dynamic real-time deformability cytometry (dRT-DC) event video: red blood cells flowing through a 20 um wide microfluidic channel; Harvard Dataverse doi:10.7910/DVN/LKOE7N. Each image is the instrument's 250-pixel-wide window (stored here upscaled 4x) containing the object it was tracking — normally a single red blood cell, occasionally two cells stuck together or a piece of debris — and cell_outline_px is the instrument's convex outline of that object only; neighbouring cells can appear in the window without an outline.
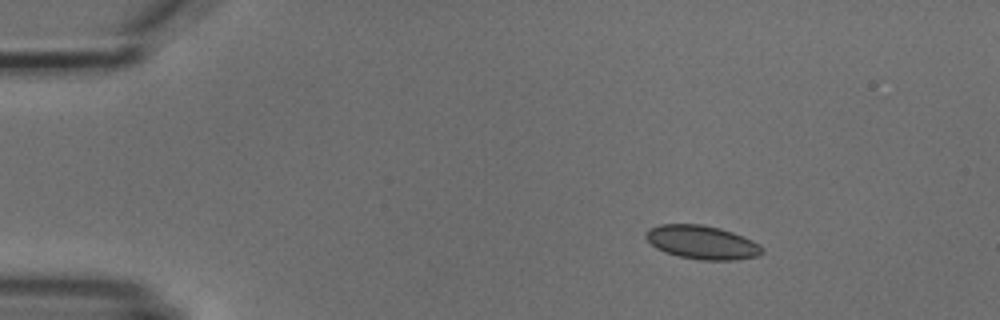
{"species": "common noctule bat (a hibernating species)", "species_latin": "Nyctalus noctula", "temperature_condition": "cold", "stored_images_in_passage": 4, "camera_frame_rate_fps": 3000, "um_per_image_px": 0.085, "animal": {"sex": "male", "body_mass_g": 18.8}, "frame": {"image": 1, "passage_image": 1, "time_ms": 0.0, "image_size_px": [1000, 320], "cell_outline_px": [[764, 252], [760, 256], [736, 260], [700, 260], [680, 256], [664, 252], [656, 248], [644, 236], [644, 232], [648, 228], [660, 224], [704, 224], [720, 228], [732, 232], [752, 240], [760, 244], [764, 248]], "centroid_in_image_um": [59.68, 20.59], "position_along_channel_um": 25.3, "area_um2": 23.06}}
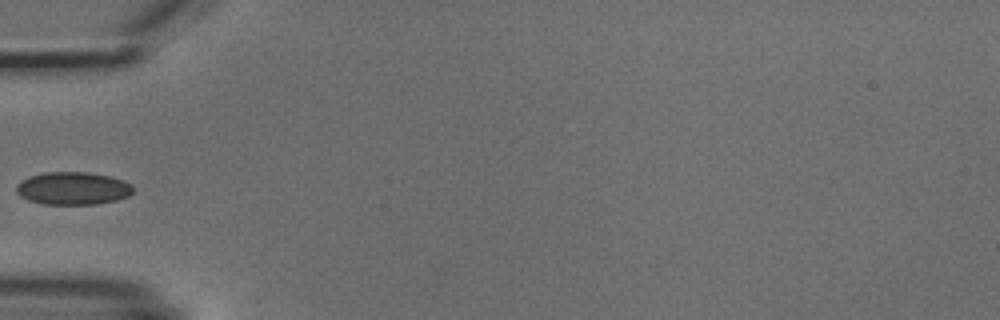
{"frame": {"image": 2, "passage_image": 4, "time_ms": 3.333, "image_size_px": [1000, 320], "cell_outline_px": [[136, 188], [128, 196], [116, 200], [96, 204], [44, 204], [28, 200], [20, 196], [16, 192], [16, 184], [20, 180], [28, 176], [44, 172], [88, 172], [108, 176], [124, 180], [132, 184]], "centroid_in_image_um": [6.19, 16.0], "position_along_channel_um": 78.8, "area_um2": 22.54}}